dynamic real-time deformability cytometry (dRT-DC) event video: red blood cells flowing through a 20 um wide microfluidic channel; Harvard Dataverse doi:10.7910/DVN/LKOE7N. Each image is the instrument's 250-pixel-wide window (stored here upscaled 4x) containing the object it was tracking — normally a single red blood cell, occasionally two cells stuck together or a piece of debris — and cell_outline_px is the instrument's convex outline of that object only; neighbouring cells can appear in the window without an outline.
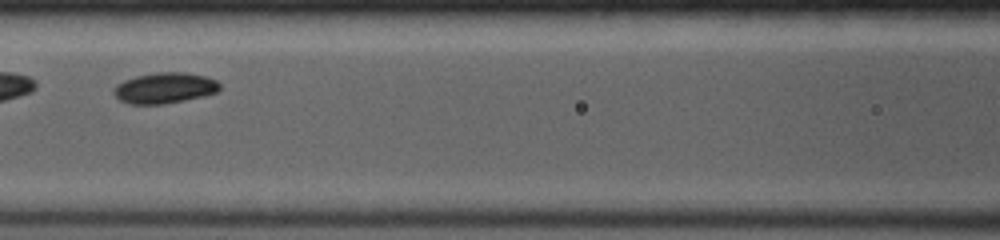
{"species": "common noctule bat (a hibernating species)", "species_latin": "Nyctalus noctula", "temperature_condition": "room temperature", "stored_images_in_passage": 8, "camera_frame_rate_fps": 4000, "um_per_image_px": 0.085, "animal": {"sex": "female", "body_mass_g": 19.0, "forearm_length_mm": 53.3}, "frame": {"image": 1, "passage_image": 7, "time_ms": 2.5, "image_size_px": [1000, 240], "cell_outline_px": [[220, 88], [216, 92], [204, 96], [164, 104], [128, 104], [120, 100], [112, 92], [112, 88], [116, 84], [124, 80], [136, 76], [156, 72], [184, 72], [204, 76], [216, 80], [220, 84]], "centroid_in_image_um": [13.96, 7.48], "position_along_channel_um": 152.6, "area_um2": 19.07}}